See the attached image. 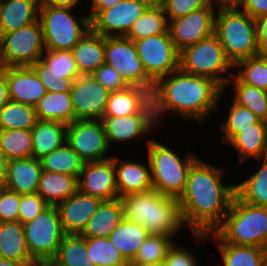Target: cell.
Wrapping results in <instances>:
<instances>
[{"label":"cell","mask_w":267,"mask_h":266,"mask_svg":"<svg viewBox=\"0 0 267 266\" xmlns=\"http://www.w3.org/2000/svg\"><path fill=\"white\" fill-rule=\"evenodd\" d=\"M0 152L7 160L32 157L30 129L0 130Z\"/></svg>","instance_id":"cell-40"},{"label":"cell","mask_w":267,"mask_h":266,"mask_svg":"<svg viewBox=\"0 0 267 266\" xmlns=\"http://www.w3.org/2000/svg\"><path fill=\"white\" fill-rule=\"evenodd\" d=\"M23 227L32 259L53 260L65 235L57 207L48 206Z\"/></svg>","instance_id":"cell-10"},{"label":"cell","mask_w":267,"mask_h":266,"mask_svg":"<svg viewBox=\"0 0 267 266\" xmlns=\"http://www.w3.org/2000/svg\"><path fill=\"white\" fill-rule=\"evenodd\" d=\"M41 60L50 67L51 71L63 75V78L75 80L80 76L72 51L46 49Z\"/></svg>","instance_id":"cell-45"},{"label":"cell","mask_w":267,"mask_h":266,"mask_svg":"<svg viewBox=\"0 0 267 266\" xmlns=\"http://www.w3.org/2000/svg\"><path fill=\"white\" fill-rule=\"evenodd\" d=\"M109 147L116 143L136 141L144 138L158 126L154 114H131L126 116H103L102 118ZM149 135H148V134ZM145 135V137H144ZM112 146V147H111Z\"/></svg>","instance_id":"cell-18"},{"label":"cell","mask_w":267,"mask_h":266,"mask_svg":"<svg viewBox=\"0 0 267 266\" xmlns=\"http://www.w3.org/2000/svg\"><path fill=\"white\" fill-rule=\"evenodd\" d=\"M128 266H165L163 261L140 263V262H128Z\"/></svg>","instance_id":"cell-60"},{"label":"cell","mask_w":267,"mask_h":266,"mask_svg":"<svg viewBox=\"0 0 267 266\" xmlns=\"http://www.w3.org/2000/svg\"><path fill=\"white\" fill-rule=\"evenodd\" d=\"M45 5L74 9L82 0H41Z\"/></svg>","instance_id":"cell-56"},{"label":"cell","mask_w":267,"mask_h":266,"mask_svg":"<svg viewBox=\"0 0 267 266\" xmlns=\"http://www.w3.org/2000/svg\"><path fill=\"white\" fill-rule=\"evenodd\" d=\"M39 20L0 36V67L31 66L45 51Z\"/></svg>","instance_id":"cell-9"},{"label":"cell","mask_w":267,"mask_h":266,"mask_svg":"<svg viewBox=\"0 0 267 266\" xmlns=\"http://www.w3.org/2000/svg\"><path fill=\"white\" fill-rule=\"evenodd\" d=\"M124 0H91V6H89V18L92 21L101 11L110 9L116 6Z\"/></svg>","instance_id":"cell-54"},{"label":"cell","mask_w":267,"mask_h":266,"mask_svg":"<svg viewBox=\"0 0 267 266\" xmlns=\"http://www.w3.org/2000/svg\"><path fill=\"white\" fill-rule=\"evenodd\" d=\"M258 56L263 60L267 67V52L258 53Z\"/></svg>","instance_id":"cell-62"},{"label":"cell","mask_w":267,"mask_h":266,"mask_svg":"<svg viewBox=\"0 0 267 266\" xmlns=\"http://www.w3.org/2000/svg\"><path fill=\"white\" fill-rule=\"evenodd\" d=\"M173 237L150 234L140 246L135 257L129 262L150 263L163 261L168 250L176 242Z\"/></svg>","instance_id":"cell-44"},{"label":"cell","mask_w":267,"mask_h":266,"mask_svg":"<svg viewBox=\"0 0 267 266\" xmlns=\"http://www.w3.org/2000/svg\"><path fill=\"white\" fill-rule=\"evenodd\" d=\"M237 6L255 20L267 14V0H241Z\"/></svg>","instance_id":"cell-52"},{"label":"cell","mask_w":267,"mask_h":266,"mask_svg":"<svg viewBox=\"0 0 267 266\" xmlns=\"http://www.w3.org/2000/svg\"><path fill=\"white\" fill-rule=\"evenodd\" d=\"M264 248H265V250H266V252H267V242H266V244H265V247H264Z\"/></svg>","instance_id":"cell-65"},{"label":"cell","mask_w":267,"mask_h":266,"mask_svg":"<svg viewBox=\"0 0 267 266\" xmlns=\"http://www.w3.org/2000/svg\"><path fill=\"white\" fill-rule=\"evenodd\" d=\"M155 0H124L101 11L92 21L91 29L104 37L126 36L133 23Z\"/></svg>","instance_id":"cell-15"},{"label":"cell","mask_w":267,"mask_h":266,"mask_svg":"<svg viewBox=\"0 0 267 266\" xmlns=\"http://www.w3.org/2000/svg\"><path fill=\"white\" fill-rule=\"evenodd\" d=\"M105 64L118 71L130 86L153 90L155 82L147 75L137 47L125 36L105 37Z\"/></svg>","instance_id":"cell-11"},{"label":"cell","mask_w":267,"mask_h":266,"mask_svg":"<svg viewBox=\"0 0 267 266\" xmlns=\"http://www.w3.org/2000/svg\"><path fill=\"white\" fill-rule=\"evenodd\" d=\"M20 194L0 188V222L18 221Z\"/></svg>","instance_id":"cell-50"},{"label":"cell","mask_w":267,"mask_h":266,"mask_svg":"<svg viewBox=\"0 0 267 266\" xmlns=\"http://www.w3.org/2000/svg\"><path fill=\"white\" fill-rule=\"evenodd\" d=\"M228 115L218 126L222 131L221 142L228 144L238 133L244 129L250 128L260 119L250 109L239 105L233 99L228 108Z\"/></svg>","instance_id":"cell-39"},{"label":"cell","mask_w":267,"mask_h":266,"mask_svg":"<svg viewBox=\"0 0 267 266\" xmlns=\"http://www.w3.org/2000/svg\"><path fill=\"white\" fill-rule=\"evenodd\" d=\"M10 101L7 78L0 68V109Z\"/></svg>","instance_id":"cell-55"},{"label":"cell","mask_w":267,"mask_h":266,"mask_svg":"<svg viewBox=\"0 0 267 266\" xmlns=\"http://www.w3.org/2000/svg\"><path fill=\"white\" fill-rule=\"evenodd\" d=\"M227 145L237 152L239 163L267 157V125L259 120L238 133Z\"/></svg>","instance_id":"cell-27"},{"label":"cell","mask_w":267,"mask_h":266,"mask_svg":"<svg viewBox=\"0 0 267 266\" xmlns=\"http://www.w3.org/2000/svg\"><path fill=\"white\" fill-rule=\"evenodd\" d=\"M41 172V162L34 157L8 160L5 188L20 195L37 193Z\"/></svg>","instance_id":"cell-24"},{"label":"cell","mask_w":267,"mask_h":266,"mask_svg":"<svg viewBox=\"0 0 267 266\" xmlns=\"http://www.w3.org/2000/svg\"><path fill=\"white\" fill-rule=\"evenodd\" d=\"M31 67L38 75L47 92H70L73 84L72 78H63V75L51 71L42 60L32 64Z\"/></svg>","instance_id":"cell-46"},{"label":"cell","mask_w":267,"mask_h":266,"mask_svg":"<svg viewBox=\"0 0 267 266\" xmlns=\"http://www.w3.org/2000/svg\"><path fill=\"white\" fill-rule=\"evenodd\" d=\"M79 75L93 74L105 64V37L92 29L72 48Z\"/></svg>","instance_id":"cell-26"},{"label":"cell","mask_w":267,"mask_h":266,"mask_svg":"<svg viewBox=\"0 0 267 266\" xmlns=\"http://www.w3.org/2000/svg\"><path fill=\"white\" fill-rule=\"evenodd\" d=\"M91 76L110 92L130 86L118 71L107 64L101 65Z\"/></svg>","instance_id":"cell-49"},{"label":"cell","mask_w":267,"mask_h":266,"mask_svg":"<svg viewBox=\"0 0 267 266\" xmlns=\"http://www.w3.org/2000/svg\"><path fill=\"white\" fill-rule=\"evenodd\" d=\"M192 237L196 239V242H204L209 239L214 240L220 251L223 266H267V252L265 248L228 244L215 232L192 234Z\"/></svg>","instance_id":"cell-23"},{"label":"cell","mask_w":267,"mask_h":266,"mask_svg":"<svg viewBox=\"0 0 267 266\" xmlns=\"http://www.w3.org/2000/svg\"><path fill=\"white\" fill-rule=\"evenodd\" d=\"M149 235L150 233L140 224L123 218L108 239L129 262Z\"/></svg>","instance_id":"cell-33"},{"label":"cell","mask_w":267,"mask_h":266,"mask_svg":"<svg viewBox=\"0 0 267 266\" xmlns=\"http://www.w3.org/2000/svg\"><path fill=\"white\" fill-rule=\"evenodd\" d=\"M6 74L10 100L35 107L47 93L31 66L0 67Z\"/></svg>","instance_id":"cell-20"},{"label":"cell","mask_w":267,"mask_h":266,"mask_svg":"<svg viewBox=\"0 0 267 266\" xmlns=\"http://www.w3.org/2000/svg\"><path fill=\"white\" fill-rule=\"evenodd\" d=\"M131 114H154L151 91L140 86H129L110 92L103 116H126Z\"/></svg>","instance_id":"cell-22"},{"label":"cell","mask_w":267,"mask_h":266,"mask_svg":"<svg viewBox=\"0 0 267 266\" xmlns=\"http://www.w3.org/2000/svg\"><path fill=\"white\" fill-rule=\"evenodd\" d=\"M230 85L232 88H230ZM227 88L232 90L231 94L233 95L231 96L236 103L250 109L260 120L265 118L267 107L266 91L243 83L235 73L229 79L224 90L227 91Z\"/></svg>","instance_id":"cell-36"},{"label":"cell","mask_w":267,"mask_h":266,"mask_svg":"<svg viewBox=\"0 0 267 266\" xmlns=\"http://www.w3.org/2000/svg\"><path fill=\"white\" fill-rule=\"evenodd\" d=\"M114 167L118 198L153 189L149 159L143 164L142 161L123 160L122 157L114 155Z\"/></svg>","instance_id":"cell-21"},{"label":"cell","mask_w":267,"mask_h":266,"mask_svg":"<svg viewBox=\"0 0 267 266\" xmlns=\"http://www.w3.org/2000/svg\"><path fill=\"white\" fill-rule=\"evenodd\" d=\"M209 2H214L218 5H221V0H208Z\"/></svg>","instance_id":"cell-63"},{"label":"cell","mask_w":267,"mask_h":266,"mask_svg":"<svg viewBox=\"0 0 267 266\" xmlns=\"http://www.w3.org/2000/svg\"><path fill=\"white\" fill-rule=\"evenodd\" d=\"M86 238L82 235L65 234L53 261L58 266H96L88 260Z\"/></svg>","instance_id":"cell-38"},{"label":"cell","mask_w":267,"mask_h":266,"mask_svg":"<svg viewBox=\"0 0 267 266\" xmlns=\"http://www.w3.org/2000/svg\"><path fill=\"white\" fill-rule=\"evenodd\" d=\"M78 190L103 201L117 199L114 155L103 161L85 162L78 178Z\"/></svg>","instance_id":"cell-17"},{"label":"cell","mask_w":267,"mask_h":266,"mask_svg":"<svg viewBox=\"0 0 267 266\" xmlns=\"http://www.w3.org/2000/svg\"><path fill=\"white\" fill-rule=\"evenodd\" d=\"M234 70L243 83L267 92V67L258 55L238 61Z\"/></svg>","instance_id":"cell-43"},{"label":"cell","mask_w":267,"mask_h":266,"mask_svg":"<svg viewBox=\"0 0 267 266\" xmlns=\"http://www.w3.org/2000/svg\"><path fill=\"white\" fill-rule=\"evenodd\" d=\"M42 170L69 174L79 178L84 161L65 142L61 147L53 150L48 155L40 159Z\"/></svg>","instance_id":"cell-37"},{"label":"cell","mask_w":267,"mask_h":266,"mask_svg":"<svg viewBox=\"0 0 267 266\" xmlns=\"http://www.w3.org/2000/svg\"><path fill=\"white\" fill-rule=\"evenodd\" d=\"M74 13L70 8L54 7L40 2L38 20L45 49L71 51L91 30V20L87 12L79 17Z\"/></svg>","instance_id":"cell-7"},{"label":"cell","mask_w":267,"mask_h":266,"mask_svg":"<svg viewBox=\"0 0 267 266\" xmlns=\"http://www.w3.org/2000/svg\"><path fill=\"white\" fill-rule=\"evenodd\" d=\"M179 68L189 74L213 79L223 89L234 74V65L214 34L180 51Z\"/></svg>","instance_id":"cell-8"},{"label":"cell","mask_w":267,"mask_h":266,"mask_svg":"<svg viewBox=\"0 0 267 266\" xmlns=\"http://www.w3.org/2000/svg\"><path fill=\"white\" fill-rule=\"evenodd\" d=\"M199 157L188 173L179 206L184 226L191 234L214 232L224 221L235 196V184L222 181L225 170Z\"/></svg>","instance_id":"cell-1"},{"label":"cell","mask_w":267,"mask_h":266,"mask_svg":"<svg viewBox=\"0 0 267 266\" xmlns=\"http://www.w3.org/2000/svg\"><path fill=\"white\" fill-rule=\"evenodd\" d=\"M66 142L84 162L103 161L109 147L102 119H77L67 125ZM110 150V151H109Z\"/></svg>","instance_id":"cell-12"},{"label":"cell","mask_w":267,"mask_h":266,"mask_svg":"<svg viewBox=\"0 0 267 266\" xmlns=\"http://www.w3.org/2000/svg\"><path fill=\"white\" fill-rule=\"evenodd\" d=\"M78 190V178L69 174L42 170L39 194L49 206H57Z\"/></svg>","instance_id":"cell-31"},{"label":"cell","mask_w":267,"mask_h":266,"mask_svg":"<svg viewBox=\"0 0 267 266\" xmlns=\"http://www.w3.org/2000/svg\"><path fill=\"white\" fill-rule=\"evenodd\" d=\"M153 139L145 141L147 159L151 165L153 189L163 195L179 199L185 191L191 165L199 157L187 151L188 153L182 158L181 154L166 146V143Z\"/></svg>","instance_id":"cell-5"},{"label":"cell","mask_w":267,"mask_h":266,"mask_svg":"<svg viewBox=\"0 0 267 266\" xmlns=\"http://www.w3.org/2000/svg\"><path fill=\"white\" fill-rule=\"evenodd\" d=\"M0 257L23 264L33 261L20 222H0Z\"/></svg>","instance_id":"cell-30"},{"label":"cell","mask_w":267,"mask_h":266,"mask_svg":"<svg viewBox=\"0 0 267 266\" xmlns=\"http://www.w3.org/2000/svg\"><path fill=\"white\" fill-rule=\"evenodd\" d=\"M70 93L75 120L103 118L110 91L91 75L77 77Z\"/></svg>","instance_id":"cell-16"},{"label":"cell","mask_w":267,"mask_h":266,"mask_svg":"<svg viewBox=\"0 0 267 266\" xmlns=\"http://www.w3.org/2000/svg\"><path fill=\"white\" fill-rule=\"evenodd\" d=\"M27 266H58L53 260H33Z\"/></svg>","instance_id":"cell-58"},{"label":"cell","mask_w":267,"mask_h":266,"mask_svg":"<svg viewBox=\"0 0 267 266\" xmlns=\"http://www.w3.org/2000/svg\"><path fill=\"white\" fill-rule=\"evenodd\" d=\"M168 18V21L183 17L204 7L208 0H157Z\"/></svg>","instance_id":"cell-48"},{"label":"cell","mask_w":267,"mask_h":266,"mask_svg":"<svg viewBox=\"0 0 267 266\" xmlns=\"http://www.w3.org/2000/svg\"><path fill=\"white\" fill-rule=\"evenodd\" d=\"M169 32V21L162 5L155 0L133 23L125 36L132 41Z\"/></svg>","instance_id":"cell-34"},{"label":"cell","mask_w":267,"mask_h":266,"mask_svg":"<svg viewBox=\"0 0 267 266\" xmlns=\"http://www.w3.org/2000/svg\"><path fill=\"white\" fill-rule=\"evenodd\" d=\"M102 199L77 190L56 207L64 234L80 235L90 217L98 210Z\"/></svg>","instance_id":"cell-19"},{"label":"cell","mask_w":267,"mask_h":266,"mask_svg":"<svg viewBox=\"0 0 267 266\" xmlns=\"http://www.w3.org/2000/svg\"><path fill=\"white\" fill-rule=\"evenodd\" d=\"M123 218V205L120 198L103 201L80 235L84 238H108Z\"/></svg>","instance_id":"cell-29"},{"label":"cell","mask_w":267,"mask_h":266,"mask_svg":"<svg viewBox=\"0 0 267 266\" xmlns=\"http://www.w3.org/2000/svg\"><path fill=\"white\" fill-rule=\"evenodd\" d=\"M218 6L208 2L204 7L169 22L170 36L179 52L214 34Z\"/></svg>","instance_id":"cell-14"},{"label":"cell","mask_w":267,"mask_h":266,"mask_svg":"<svg viewBox=\"0 0 267 266\" xmlns=\"http://www.w3.org/2000/svg\"><path fill=\"white\" fill-rule=\"evenodd\" d=\"M255 161L262 164L250 178L235 183V196L244 203L267 207V157Z\"/></svg>","instance_id":"cell-35"},{"label":"cell","mask_w":267,"mask_h":266,"mask_svg":"<svg viewBox=\"0 0 267 266\" xmlns=\"http://www.w3.org/2000/svg\"><path fill=\"white\" fill-rule=\"evenodd\" d=\"M194 254L195 252L188 250V247L184 248L175 242L168 250L163 263L165 266H200V261H197L198 258Z\"/></svg>","instance_id":"cell-51"},{"label":"cell","mask_w":267,"mask_h":266,"mask_svg":"<svg viewBox=\"0 0 267 266\" xmlns=\"http://www.w3.org/2000/svg\"><path fill=\"white\" fill-rule=\"evenodd\" d=\"M48 206L37 193L20 195L18 222L25 224L34 220Z\"/></svg>","instance_id":"cell-47"},{"label":"cell","mask_w":267,"mask_h":266,"mask_svg":"<svg viewBox=\"0 0 267 266\" xmlns=\"http://www.w3.org/2000/svg\"><path fill=\"white\" fill-rule=\"evenodd\" d=\"M87 258L96 266H128V261L108 238H86Z\"/></svg>","instance_id":"cell-42"},{"label":"cell","mask_w":267,"mask_h":266,"mask_svg":"<svg viewBox=\"0 0 267 266\" xmlns=\"http://www.w3.org/2000/svg\"><path fill=\"white\" fill-rule=\"evenodd\" d=\"M32 157L40 160L66 142L67 125L58 121L39 120L30 129Z\"/></svg>","instance_id":"cell-28"},{"label":"cell","mask_w":267,"mask_h":266,"mask_svg":"<svg viewBox=\"0 0 267 266\" xmlns=\"http://www.w3.org/2000/svg\"><path fill=\"white\" fill-rule=\"evenodd\" d=\"M7 166H8V160L0 152V188L5 187V182L7 177Z\"/></svg>","instance_id":"cell-57"},{"label":"cell","mask_w":267,"mask_h":266,"mask_svg":"<svg viewBox=\"0 0 267 266\" xmlns=\"http://www.w3.org/2000/svg\"><path fill=\"white\" fill-rule=\"evenodd\" d=\"M36 121L33 106L10 100L0 109V130L31 129Z\"/></svg>","instance_id":"cell-41"},{"label":"cell","mask_w":267,"mask_h":266,"mask_svg":"<svg viewBox=\"0 0 267 266\" xmlns=\"http://www.w3.org/2000/svg\"><path fill=\"white\" fill-rule=\"evenodd\" d=\"M262 121L267 125V107H266V115H265V118Z\"/></svg>","instance_id":"cell-64"},{"label":"cell","mask_w":267,"mask_h":266,"mask_svg":"<svg viewBox=\"0 0 267 266\" xmlns=\"http://www.w3.org/2000/svg\"><path fill=\"white\" fill-rule=\"evenodd\" d=\"M214 35L219 39L233 65L240 60L258 55L256 21L237 5L218 6Z\"/></svg>","instance_id":"cell-4"},{"label":"cell","mask_w":267,"mask_h":266,"mask_svg":"<svg viewBox=\"0 0 267 266\" xmlns=\"http://www.w3.org/2000/svg\"><path fill=\"white\" fill-rule=\"evenodd\" d=\"M41 0H0V36L38 20Z\"/></svg>","instance_id":"cell-25"},{"label":"cell","mask_w":267,"mask_h":266,"mask_svg":"<svg viewBox=\"0 0 267 266\" xmlns=\"http://www.w3.org/2000/svg\"><path fill=\"white\" fill-rule=\"evenodd\" d=\"M214 232L228 244L264 248L267 207L247 204L234 196L223 223Z\"/></svg>","instance_id":"cell-6"},{"label":"cell","mask_w":267,"mask_h":266,"mask_svg":"<svg viewBox=\"0 0 267 266\" xmlns=\"http://www.w3.org/2000/svg\"><path fill=\"white\" fill-rule=\"evenodd\" d=\"M258 53L267 52V14L256 20Z\"/></svg>","instance_id":"cell-53"},{"label":"cell","mask_w":267,"mask_h":266,"mask_svg":"<svg viewBox=\"0 0 267 266\" xmlns=\"http://www.w3.org/2000/svg\"><path fill=\"white\" fill-rule=\"evenodd\" d=\"M225 93L213 79L189 74L179 68L154 84L151 99L156 122L161 124L162 119L172 112L185 121L205 124L206 119L218 107L220 109L219 101Z\"/></svg>","instance_id":"cell-2"},{"label":"cell","mask_w":267,"mask_h":266,"mask_svg":"<svg viewBox=\"0 0 267 266\" xmlns=\"http://www.w3.org/2000/svg\"><path fill=\"white\" fill-rule=\"evenodd\" d=\"M241 0H221V5H238Z\"/></svg>","instance_id":"cell-61"},{"label":"cell","mask_w":267,"mask_h":266,"mask_svg":"<svg viewBox=\"0 0 267 266\" xmlns=\"http://www.w3.org/2000/svg\"><path fill=\"white\" fill-rule=\"evenodd\" d=\"M37 119L69 125L75 121L70 92H47L35 105Z\"/></svg>","instance_id":"cell-32"},{"label":"cell","mask_w":267,"mask_h":266,"mask_svg":"<svg viewBox=\"0 0 267 266\" xmlns=\"http://www.w3.org/2000/svg\"><path fill=\"white\" fill-rule=\"evenodd\" d=\"M120 200L124 218L140 224L150 234L166 235L175 239L184 228L178 199L151 189L127 194L120 197Z\"/></svg>","instance_id":"cell-3"},{"label":"cell","mask_w":267,"mask_h":266,"mask_svg":"<svg viewBox=\"0 0 267 266\" xmlns=\"http://www.w3.org/2000/svg\"><path fill=\"white\" fill-rule=\"evenodd\" d=\"M134 43L147 75L154 82L179 69L180 52L170 32L135 40Z\"/></svg>","instance_id":"cell-13"},{"label":"cell","mask_w":267,"mask_h":266,"mask_svg":"<svg viewBox=\"0 0 267 266\" xmlns=\"http://www.w3.org/2000/svg\"><path fill=\"white\" fill-rule=\"evenodd\" d=\"M0 266H27V264L19 263L13 260L0 257Z\"/></svg>","instance_id":"cell-59"}]
</instances>
